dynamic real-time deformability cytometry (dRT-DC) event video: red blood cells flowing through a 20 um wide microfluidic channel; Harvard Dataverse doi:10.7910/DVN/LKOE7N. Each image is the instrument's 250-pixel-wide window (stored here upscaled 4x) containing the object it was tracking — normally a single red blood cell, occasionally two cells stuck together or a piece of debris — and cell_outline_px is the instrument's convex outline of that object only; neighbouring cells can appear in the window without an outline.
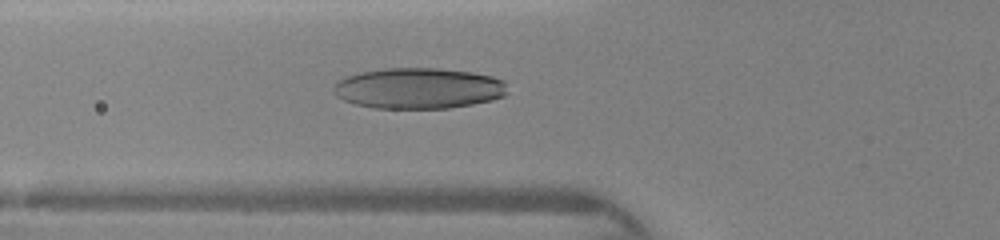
{"species": "human", "species_latin": "Homo sapiens", "temperature_condition": "warm", "stored_images_in_passage": 48, "camera_frame_rate_fps": 3000, "um_per_image_px": 0.085, "donor": {"sex": "female"}, "frame": {"image": 1, "passage_image": 10, "time_ms": 4.667, "image_size_px": [1000, 240], "cell_outline_px": [[508, 92], [504, 96], [492, 100], [472, 104], [448, 108], [372, 108], [356, 104], [344, 100], [336, 96], [332, 92], [332, 88], [336, 80], [360, 72], [384, 68], [436, 68], [472, 72], [492, 76], [504, 80]], "centroid_in_image_um": [35.56, 7.5], "position_along_channel_um": 90.2, "area_um2": 41.67}}
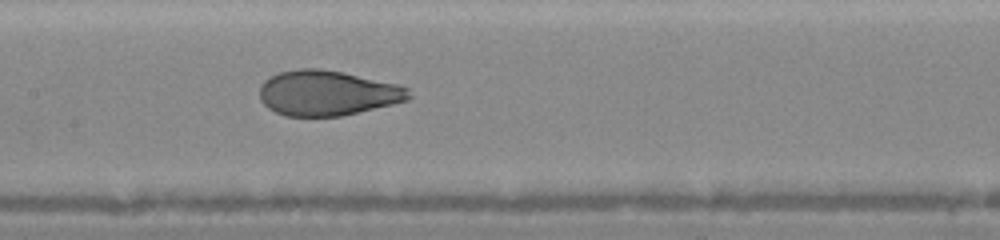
{"frame": {"image": 2, "passage_image": 18, "time_ms": 6.667, "image_size_px": [1000, 240], "cell_outline_px": [[412, 96], [408, 100], [392, 104], [340, 116], [284, 116], [268, 108], [260, 100], [260, 84], [264, 80], [280, 72], [296, 68], [320, 68], [344, 72], [396, 84], [408, 88]], "centroid_in_image_um": [27.8, 7.9], "position_along_channel_um": 179.6, "area_um2": 39.25}}
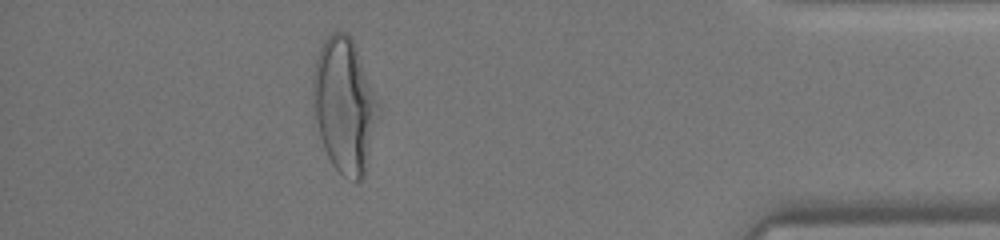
{"frame": {"image": 3, "passage_image": 43, "time_ms": 12.667, "image_size_px": [1000, 240], "cell_outline_px": [[380, 108], [364, 180], [352, 180], [344, 176], [332, 164], [324, 148], [320, 136], [316, 120], [312, 100], [312, 72], [320, 48], [324, 40], [332, 32], [348, 32], [352, 36], [380, 104]], "centroid_in_image_um": [29.28, 8.93], "position_along_channel_um": 405.9, "area_um2": 51.62}}